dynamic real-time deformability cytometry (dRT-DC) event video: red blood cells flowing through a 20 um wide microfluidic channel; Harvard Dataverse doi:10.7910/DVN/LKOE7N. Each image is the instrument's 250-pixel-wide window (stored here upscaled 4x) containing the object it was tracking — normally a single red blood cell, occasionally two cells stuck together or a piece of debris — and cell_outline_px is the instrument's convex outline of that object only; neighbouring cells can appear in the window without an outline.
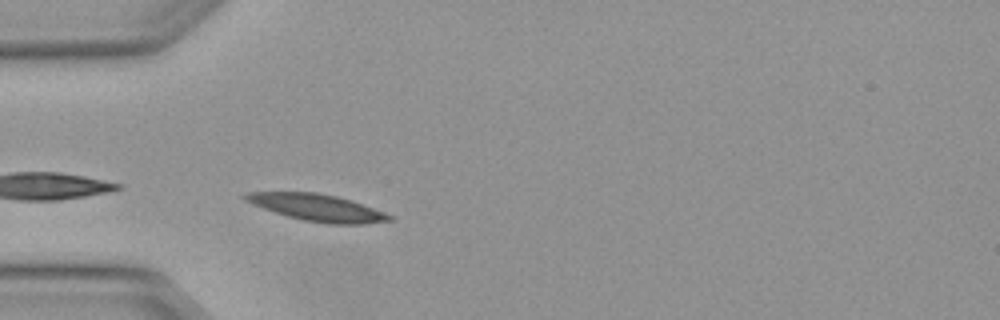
{"species": "Egyptian fruit bat (a non-hibernating species)", "species_latin": "Rousettus aegyptiacus", "temperature_condition": "warm", "stored_images_in_passage": 3, "camera_frame_rate_fps": 3000, "um_per_image_px": 0.085, "animal": {"sex": "female"}, "frame": {"image": 1, "passage_image": 3, "time_ms": 0.667, "image_size_px": [1000, 320], "cell_outline_px": [[392, 220], [368, 224], [328, 224], [304, 220], [288, 216], [252, 204], [244, 200], [240, 196], [248, 192], [316, 192], [336, 196], [352, 200], [384, 212], [392, 216]], "centroid_in_image_um": [26.97, 17.64], "position_along_channel_um": 58.0, "area_um2": 22.48}}